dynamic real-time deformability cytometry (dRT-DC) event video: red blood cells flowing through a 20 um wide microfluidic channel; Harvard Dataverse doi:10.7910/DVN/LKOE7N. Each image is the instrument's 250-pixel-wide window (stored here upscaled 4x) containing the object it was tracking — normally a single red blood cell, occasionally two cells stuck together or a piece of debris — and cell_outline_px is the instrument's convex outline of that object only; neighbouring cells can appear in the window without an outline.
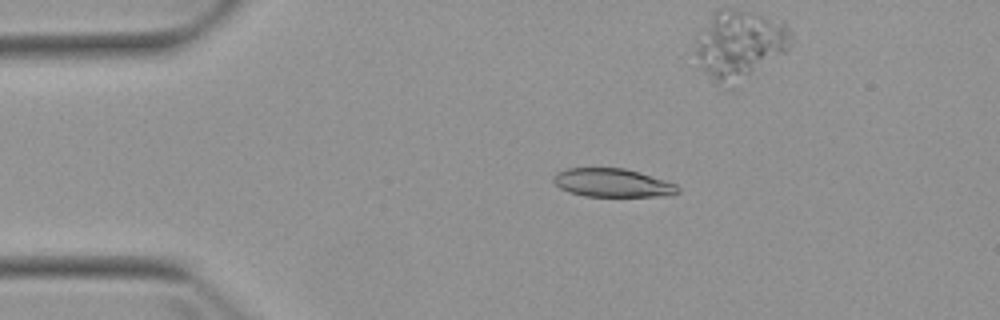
{"species": "Egyptian fruit bat (a non-hibernating species)", "species_latin": "Rousettus aegyptiacus", "temperature_condition": "warm", "stored_images_in_passage": 5, "camera_frame_rate_fps": 3000, "um_per_image_px": 0.085, "animal": {"sex": "female"}, "frame": {"image": 1, "passage_image": 3, "time_ms": 2.667, "image_size_px": [1000, 320], "cell_outline_px": [[680, 192], [668, 196], [584, 196], [568, 192], [560, 188], [552, 180], [552, 176], [556, 172], [568, 168], [624, 168], [640, 172], [676, 184], [680, 188]], "centroid_in_image_um": [52.05, 15.54], "position_along_channel_um": 32.9, "area_um2": 20.75}}
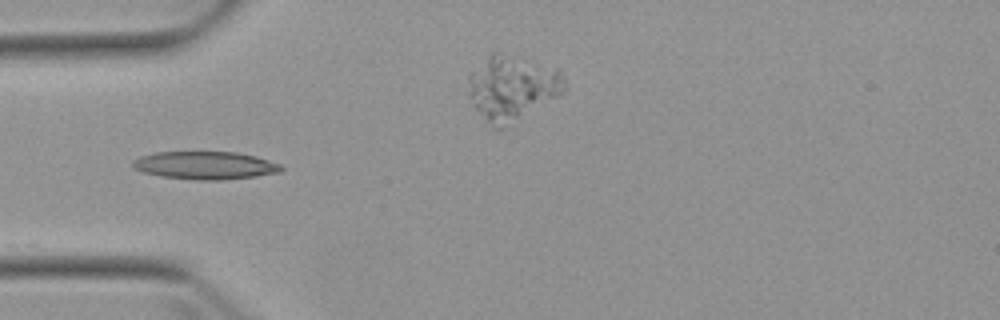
{"frame": {"image": 2, "passage_image": 4, "time_ms": 4.667, "image_size_px": [1000, 320], "cell_outline_px": [[284, 168], [280, 172], [256, 176], [220, 180], [196, 180], [160, 176], [144, 172], [132, 168], [132, 160], [140, 156], [156, 152], [236, 152], [256, 156], [280, 164]], "centroid_in_image_um": [17.42, 14.05], "position_along_channel_um": 67.6, "area_um2": 24.16}}